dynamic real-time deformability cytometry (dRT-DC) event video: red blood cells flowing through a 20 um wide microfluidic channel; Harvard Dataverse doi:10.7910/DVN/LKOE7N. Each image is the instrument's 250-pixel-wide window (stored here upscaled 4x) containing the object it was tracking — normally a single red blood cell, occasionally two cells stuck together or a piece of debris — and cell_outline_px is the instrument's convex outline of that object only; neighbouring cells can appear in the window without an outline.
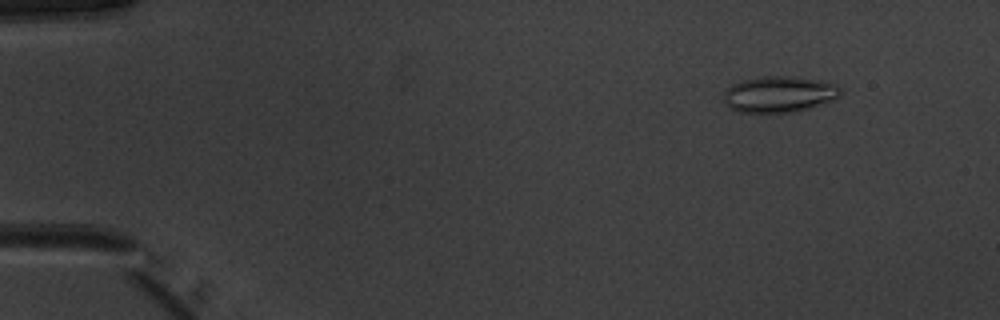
{"species": "common noctule bat (a hibernating species)", "species_latin": "Nyctalus noctula", "temperature_condition": "warm", "stored_images_in_passage": 52, "camera_frame_rate_fps": 3000, "um_per_image_px": 0.085, "animal": {"sex": "male", "body_mass_g": 20.1, "forearm_length_mm": 53.5}, "frame": {"image": 1, "passage_image": 6, "time_ms": 1.667, "image_size_px": [1000, 320], "cell_outline_px": [[844, 92], [840, 96], [832, 100], [796, 112], [740, 112], [724, 104], [724, 92], [732, 84], [744, 80], [760, 76], [796, 76], [824, 80], [840, 88]], "centroid_in_image_um": [66.25, 7.99], "position_along_channel_um": 18.8, "area_um2": 24.68}}
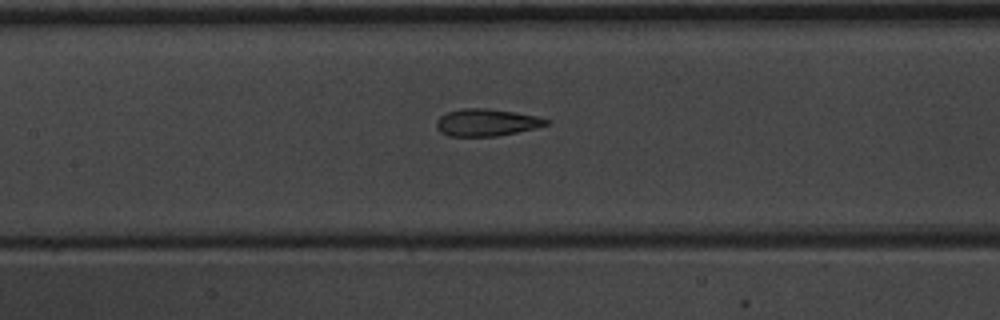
{"frame": {"image": 2, "passage_image": 25, "time_ms": 8.0, "image_size_px": [1000, 320], "cell_outline_px": [[548, 124], [536, 128], [496, 136], [448, 136], [440, 132], [436, 128], [436, 120], [440, 116], [448, 112], [460, 108], [488, 108], [536, 116], [548, 120]], "centroid_in_image_um": [41.29, 10.41], "position_along_channel_um": 166.1, "area_um2": 17.28}}
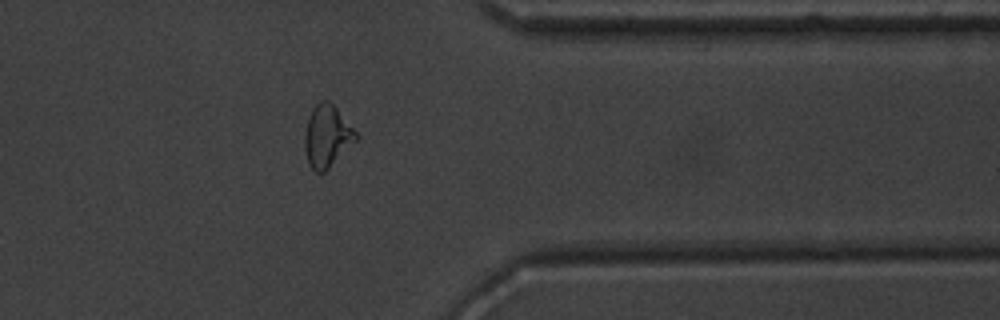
{"frame": {"image": 3, "passage_image": 42, "time_ms": 13.667, "image_size_px": [1000, 320], "cell_outline_px": [[360, 136], [324, 172], [316, 172], [308, 164], [304, 148], [304, 136], [308, 116], [312, 108], [320, 100], [328, 100], [336, 108]], "centroid_in_image_um": [27.77, 11.56], "position_along_channel_um": 383.6, "area_um2": 18.38}, "authors_computed_cell_mechanics": {"area_um2": 18.4382, "velocity_mm_per_s": 3.9895, "shape_relaxation_time_tau1_ms": 7.9562, "shape_relaxation_time_tau2_ms": 1.2743, "deformation_change_tau1": 0.2196, "deformation_change_tau2": 0.0901}}